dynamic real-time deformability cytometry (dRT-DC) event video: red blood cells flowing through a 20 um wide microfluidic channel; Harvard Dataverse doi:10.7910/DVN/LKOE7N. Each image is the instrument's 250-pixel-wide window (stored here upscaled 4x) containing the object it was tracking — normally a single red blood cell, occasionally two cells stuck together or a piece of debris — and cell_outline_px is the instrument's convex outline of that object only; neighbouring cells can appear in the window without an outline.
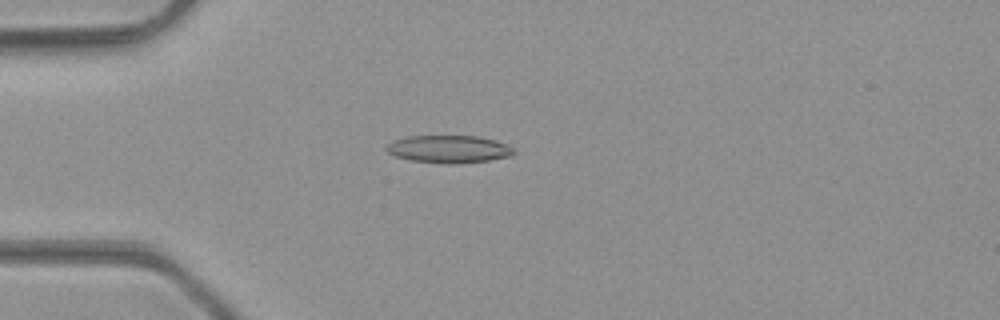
{"species": "common noctule bat (a hibernating species)", "species_latin": "Nyctalus noctula", "temperature_condition": "room temperature", "stored_images_in_passage": 46, "camera_frame_rate_fps": 3000, "um_per_image_px": 0.085, "animal": {"sex": "male", "body_mass_g": 23.1, "forearm_length_mm": 52.7}, "frame": {"image": 1, "passage_image": 12, "time_ms": 3.667, "image_size_px": [1000, 320], "cell_outline_px": [[516, 152], [512, 156], [488, 160], [452, 164], [444, 164], [412, 160], [396, 156], [388, 152], [384, 148], [392, 140], [408, 136], [476, 136], [496, 140], [512, 148]], "centroid_in_image_um": [38.13, 12.67], "position_along_channel_um": 46.9, "area_um2": 20.4}}
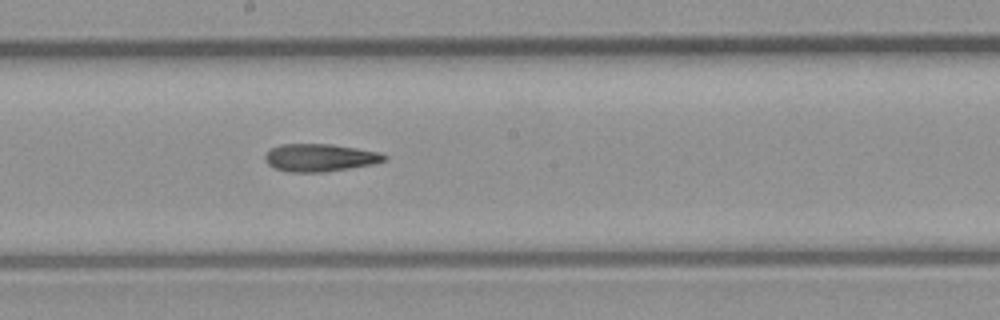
{"frame": {"image": 2, "passage_image": 25, "time_ms": 8.0, "image_size_px": [1000, 320], "cell_outline_px": [[388, 156], [384, 160], [372, 164], [324, 172], [288, 172], [276, 168], [268, 164], [264, 160], [264, 156], [272, 148], [280, 144], [332, 144], [380, 152]], "centroid_in_image_um": [27.17, 13.39], "position_along_channel_um": 221.0, "area_um2": 19.07}}
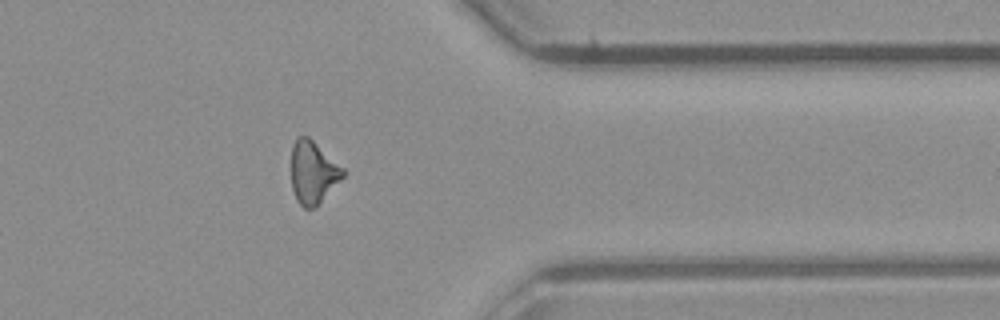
{"frame": {"image": 3, "passage_image": 37, "time_ms": 12.0, "image_size_px": [1000, 320], "cell_outline_px": [[344, 176], [316, 208], [304, 208], [296, 200], [292, 188], [292, 144], [296, 136], [308, 136], [344, 168]], "centroid_in_image_um": [26.6, 14.66], "position_along_channel_um": 384.8, "area_um2": 18.9}, "authors_computed_cell_mechanics": {"area_um2": 19.2474, "velocity_mm_per_s": 4.4124, "shape_relaxation_time_tau1_ms": null, "shape_relaxation_time_tau2_ms": 8.4404, "deformation_change_tau1": null, "deformation_change_tau2": 0.2397}}